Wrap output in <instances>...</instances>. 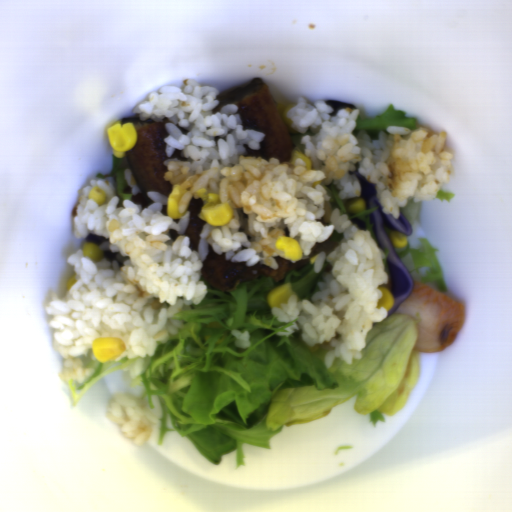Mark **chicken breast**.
Listing matches in <instances>:
<instances>
[{
  "instance_id": "cb542c10",
  "label": "chicken breast",
  "mask_w": 512,
  "mask_h": 512,
  "mask_svg": "<svg viewBox=\"0 0 512 512\" xmlns=\"http://www.w3.org/2000/svg\"><path fill=\"white\" fill-rule=\"evenodd\" d=\"M393 314H405L414 321L417 337L412 351L433 355L456 342L465 324L466 305L413 281L410 295Z\"/></svg>"
}]
</instances>
